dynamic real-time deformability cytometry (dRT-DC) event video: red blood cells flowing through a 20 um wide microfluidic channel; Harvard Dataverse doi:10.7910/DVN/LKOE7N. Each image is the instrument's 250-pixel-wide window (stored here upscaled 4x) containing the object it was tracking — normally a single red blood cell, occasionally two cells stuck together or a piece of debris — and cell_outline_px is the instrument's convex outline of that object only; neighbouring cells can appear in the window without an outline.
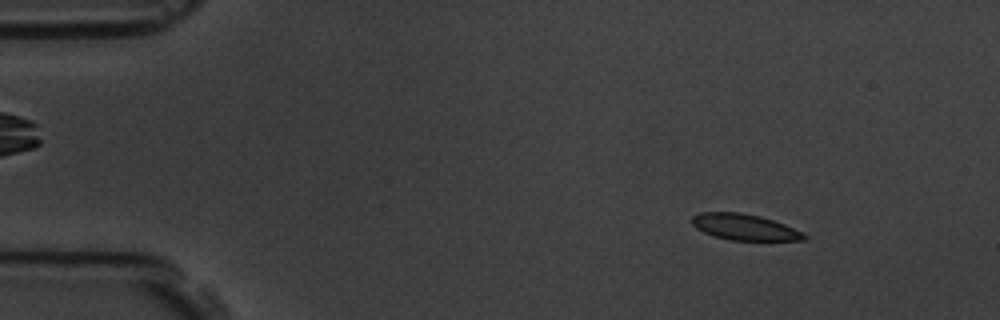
{"species": "common noctule bat (a hibernating species)", "species_latin": "Nyctalus noctula", "temperature_condition": "room temperature", "stored_images_in_passage": 5, "camera_frame_rate_fps": 3000, "um_per_image_px": 0.085, "animal": {"sex": "male", "body_mass_g": 19.5, "forearm_length_mm": 54.6}, "frame": {"image": 1, "passage_image": 2, "time_ms": 1.333, "image_size_px": [1000, 320], "cell_outline_px": [[808, 240], [728, 240], [712, 236], [696, 228], [692, 224], [692, 216], [700, 212], [740, 212], [760, 216], [784, 224], [804, 232], [808, 236]], "centroid_in_image_um": [63.29, 19.31], "position_along_channel_um": 21.7, "area_um2": 17.17}}
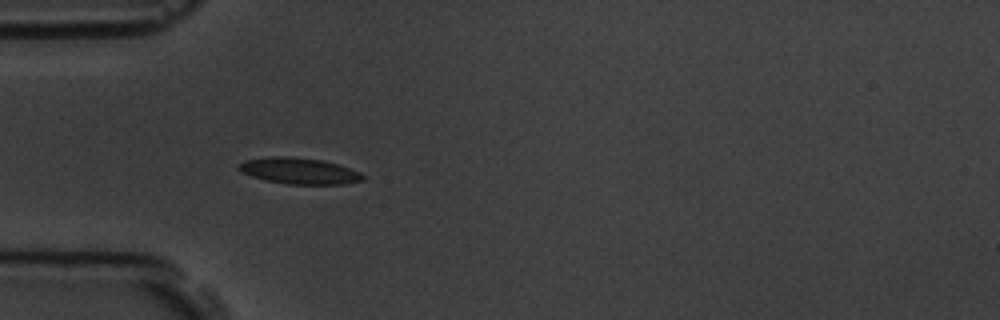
{"frame": {"image": 2, "passage_image": 5, "time_ms": 4.667, "image_size_px": [1000, 320], "cell_outline_px": [[364, 180], [344, 184], [288, 184], [268, 180], [252, 176], [236, 168], [240, 164], [248, 160], [268, 156], [288, 156], [324, 160], [360, 172], [364, 176]], "centroid_in_image_um": [25.46, 14.52], "position_along_channel_um": 59.5, "area_um2": 18.67}}